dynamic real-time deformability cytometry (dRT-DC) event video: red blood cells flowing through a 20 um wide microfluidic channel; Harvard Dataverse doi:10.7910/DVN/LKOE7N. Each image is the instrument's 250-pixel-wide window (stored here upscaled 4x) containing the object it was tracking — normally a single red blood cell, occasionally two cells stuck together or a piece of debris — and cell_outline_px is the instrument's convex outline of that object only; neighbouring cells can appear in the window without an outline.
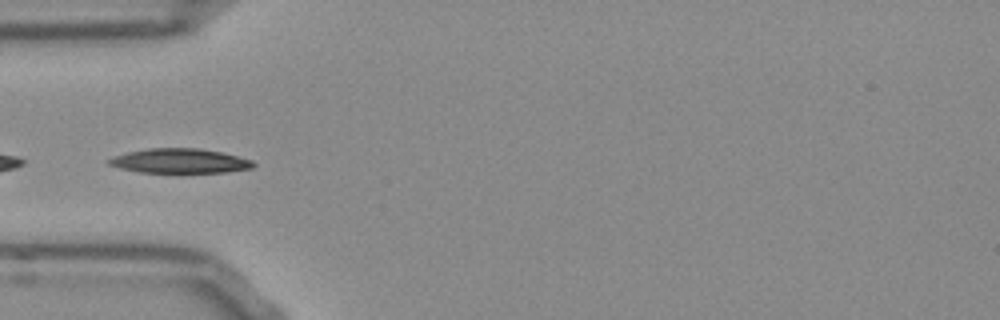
{"species": "Egyptian fruit bat (a non-hibernating species)", "species_latin": "Rousettus aegyptiacus", "temperature_condition": "room temperature", "stored_images_in_passage": 13, "camera_frame_rate_fps": 3000, "um_per_image_px": 0.085, "frame": {"image": 1, "passage_image": 3, "time_ms": 0.667, "image_size_px": [1000, 320], "cell_outline_px": [[256, 164], [252, 168], [228, 172], [140, 172], [120, 168], [108, 164], [108, 160], [112, 156], [128, 152], [148, 148], [200, 148], [220, 152], [252, 160]], "centroid_in_image_um": [15.27, 13.67], "position_along_channel_um": 69.7, "area_um2": 20.52}}
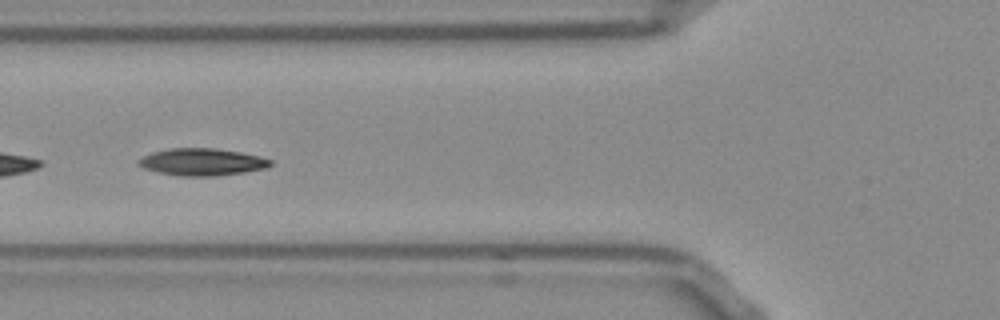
{"frame": {"image": 2, "passage_image": 6, "time_ms": 1.667, "image_size_px": [1000, 320], "cell_outline_px": [[272, 164], [268, 168], [220, 176], [180, 176], [160, 172], [144, 168], [136, 164], [144, 156], [152, 152], [172, 148], [216, 148], [240, 152], [260, 156], [272, 160]], "centroid_in_image_um": [17.22, 13.77], "position_along_channel_um": 108.6, "area_um2": 20.87}}